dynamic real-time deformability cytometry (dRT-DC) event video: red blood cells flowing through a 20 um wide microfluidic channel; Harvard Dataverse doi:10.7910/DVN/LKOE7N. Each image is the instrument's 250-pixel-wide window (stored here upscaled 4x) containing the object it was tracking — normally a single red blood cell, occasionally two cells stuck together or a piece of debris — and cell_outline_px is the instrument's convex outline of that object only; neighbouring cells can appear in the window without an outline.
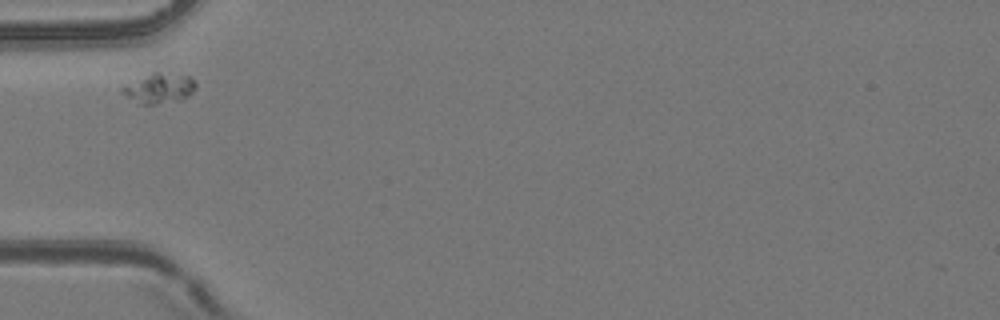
{"species": "common noctule bat (a hibernating species)", "species_latin": "Nyctalus noctula", "temperature_condition": "room temperature", "stored_images_in_passage": 2, "camera_frame_rate_fps": 3000, "um_per_image_px": 0.085, "animal": {"sex": "female", "body_mass_g": 24.6, "forearm_length_mm": 56.2}, "frame": {"image": 1, "passage_image": 1, "time_ms": 0.0, "image_size_px": [1000, 320], "cell_outline_px": [[196, 88], [188, 96], [180, 100], [156, 104], [140, 104], [120, 92], [120, 88], [152, 72], [160, 72], [188, 76], [196, 84]], "centroid_in_image_um": [13.53, 7.51], "position_along_channel_um": 71.5, "area_um2": 12.6}}
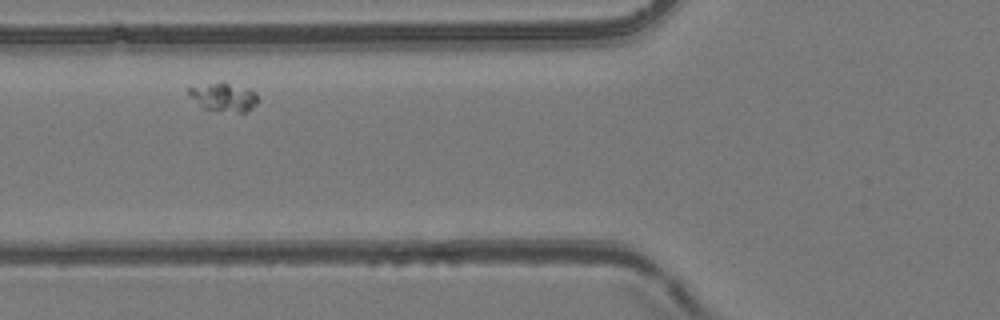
{"frame": {"image": 2, "passage_image": 2, "time_ms": 1.0, "image_size_px": [1000, 320], "cell_outline_px": [[260, 100], [248, 112], [212, 112], [204, 108], [188, 92], [188, 88], [220, 80], [224, 80], [248, 88], [256, 92]], "centroid_in_image_um": [19.09, 8.24], "position_along_channel_um": 106.7, "area_um2": 11.96}}